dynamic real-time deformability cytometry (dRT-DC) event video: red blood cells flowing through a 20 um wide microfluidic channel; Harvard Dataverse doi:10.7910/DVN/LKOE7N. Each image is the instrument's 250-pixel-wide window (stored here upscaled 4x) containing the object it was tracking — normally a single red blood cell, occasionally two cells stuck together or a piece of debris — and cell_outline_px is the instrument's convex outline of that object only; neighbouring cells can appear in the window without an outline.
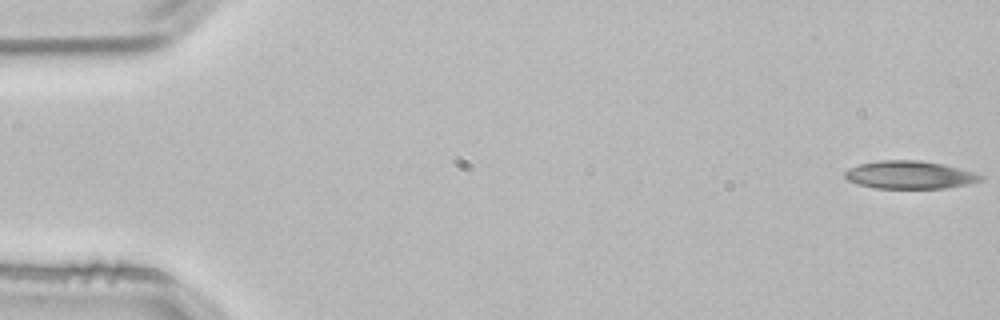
{"species": "common noctule bat (a hibernating species)", "species_latin": "Nyctalus noctula", "temperature_condition": "room temperature", "stored_images_in_passage": 4, "camera_frame_rate_fps": 3000, "um_per_image_px": 0.085, "animal": {"sex": "male", "body_mass_g": 21.5, "forearm_length_mm": 52.0}, "frame": {"image": 1, "passage_image": 1, "time_ms": 0.0, "image_size_px": [1000, 320], "cell_outline_px": [[984, 176], [980, 180], [968, 184], [948, 188], [872, 188], [856, 184], [848, 180], [844, 176], [844, 172], [848, 168], [860, 164], [880, 160], [920, 160], [944, 164], [972, 172]], "centroid_in_image_um": [77.28, 14.86], "position_along_channel_um": 7.7, "area_um2": 22.08}}
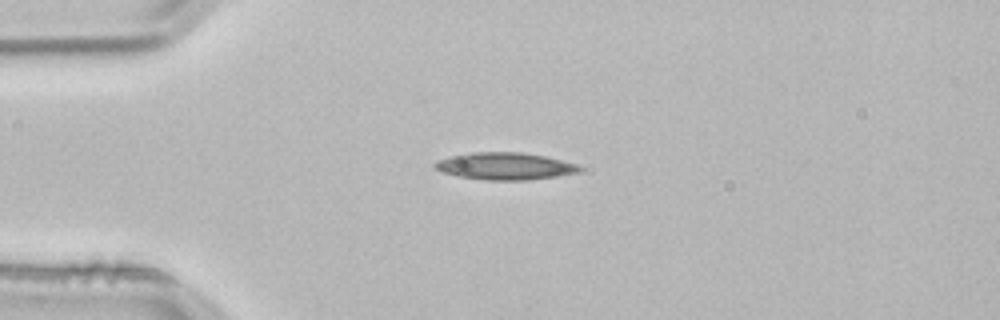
{"frame": {"image": 2, "passage_image": 3, "time_ms": 0.667, "image_size_px": [1000, 320], "cell_outline_px": [[584, 168], [580, 172], [556, 176], [528, 180], [484, 180], [460, 176], [440, 172], [432, 164], [436, 160], [452, 156], [472, 152], [520, 152], [544, 156], [580, 164]], "centroid_in_image_um": [42.95, 14.12], "position_along_channel_um": 42.1, "area_um2": 23.0}}